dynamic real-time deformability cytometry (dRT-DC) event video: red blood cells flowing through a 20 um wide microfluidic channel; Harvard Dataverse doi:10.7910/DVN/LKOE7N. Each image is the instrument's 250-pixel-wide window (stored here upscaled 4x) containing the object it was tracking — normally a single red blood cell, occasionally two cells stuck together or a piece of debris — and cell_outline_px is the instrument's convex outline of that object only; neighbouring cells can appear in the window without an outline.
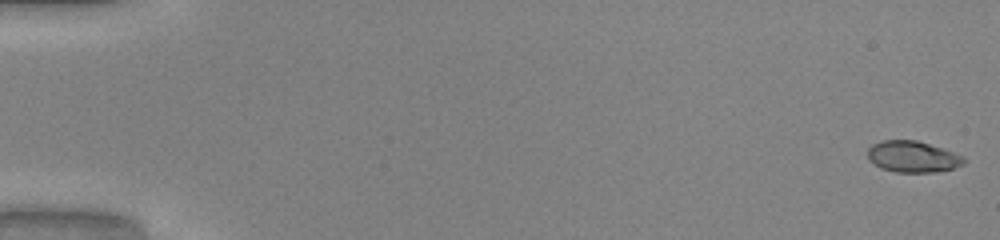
{"species": "common noctule bat (a hibernating species)", "species_latin": "Nyctalus noctula", "temperature_condition": "warm", "stored_images_in_passage": 51, "camera_frame_rate_fps": 3000, "um_per_image_px": 0.085, "animal": {"sex": "male", "body_mass_g": 20.0, "forearm_length_mm": 53.3}, "frame": {"image": 1, "passage_image": 1, "time_ms": 0.0, "image_size_px": [1000, 240], "cell_outline_px": [[964, 164], [952, 168], [932, 172], [896, 172], [880, 168], [868, 160], [868, 148], [872, 144], [880, 140], [916, 140], [964, 156]], "centroid_in_image_um": [77.52, 13.31], "position_along_channel_um": 7.5, "area_um2": 17.4}}
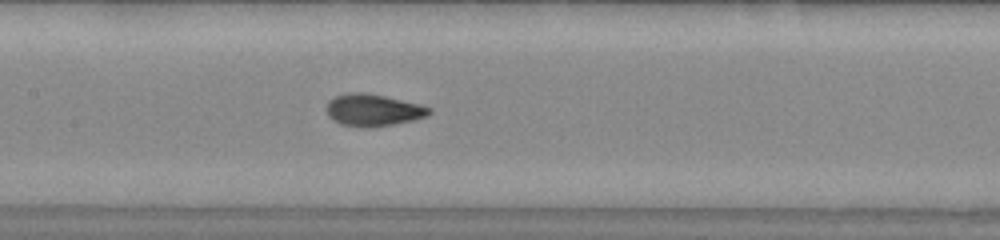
{"frame": {"image": 2, "passage_image": 26, "time_ms": 8.333, "image_size_px": [1000, 240], "cell_outline_px": [[432, 112], [428, 116], [412, 120], [392, 124], [368, 128], [364, 128], [340, 124], [332, 120], [328, 116], [324, 108], [328, 100], [336, 96], [352, 92], [360, 92], [384, 96], [420, 104], [432, 108]], "centroid_in_image_um": [31.68, 9.36], "position_along_channel_um": 175.7, "area_um2": 19.31}}
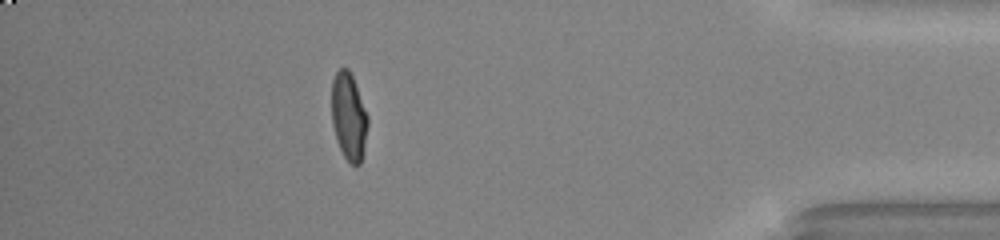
{"frame": {"image": 3, "passage_image": 46, "time_ms": 15.0, "image_size_px": [1000, 240], "cell_outline_px": [[368, 124], [364, 148], [360, 164], [352, 164], [344, 156], [336, 140], [332, 124], [332, 80], [336, 72], [340, 68], [348, 68], [352, 76], [368, 116]], "centroid_in_image_um": [29.64, 9.9], "position_along_channel_um": 405.6, "area_um2": 18.21}, "authors_computed_cell_mechanics": {"area_um2": 18.2648, "velocity_mm_per_s": 4.0876, "shape_relaxation_time_tau1_ms": 4.5224, "shape_relaxation_time_tau2_ms": null, "deformation_change_tau1": 0.2154, "deformation_change_tau2": null}}